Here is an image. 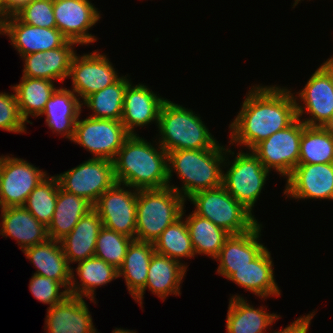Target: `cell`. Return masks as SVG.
<instances>
[{
  "mask_svg": "<svg viewBox=\"0 0 333 333\" xmlns=\"http://www.w3.org/2000/svg\"><path fill=\"white\" fill-rule=\"evenodd\" d=\"M185 221L195 256L203 254L215 259L231 234L193 211L189 216H186Z\"/></svg>",
  "mask_w": 333,
  "mask_h": 333,
  "instance_id": "32",
  "label": "cell"
},
{
  "mask_svg": "<svg viewBox=\"0 0 333 333\" xmlns=\"http://www.w3.org/2000/svg\"><path fill=\"white\" fill-rule=\"evenodd\" d=\"M59 188L57 176L48 175L31 191L24 205L46 227L52 220Z\"/></svg>",
  "mask_w": 333,
  "mask_h": 333,
  "instance_id": "37",
  "label": "cell"
},
{
  "mask_svg": "<svg viewBox=\"0 0 333 333\" xmlns=\"http://www.w3.org/2000/svg\"><path fill=\"white\" fill-rule=\"evenodd\" d=\"M4 34L18 51L20 57L62 47L68 39L57 28L31 26L15 14L0 19V35Z\"/></svg>",
  "mask_w": 333,
  "mask_h": 333,
  "instance_id": "16",
  "label": "cell"
},
{
  "mask_svg": "<svg viewBox=\"0 0 333 333\" xmlns=\"http://www.w3.org/2000/svg\"><path fill=\"white\" fill-rule=\"evenodd\" d=\"M14 14L31 26L56 28L53 0H31Z\"/></svg>",
  "mask_w": 333,
  "mask_h": 333,
  "instance_id": "39",
  "label": "cell"
},
{
  "mask_svg": "<svg viewBox=\"0 0 333 333\" xmlns=\"http://www.w3.org/2000/svg\"><path fill=\"white\" fill-rule=\"evenodd\" d=\"M61 288L65 289L60 282L37 274H33L29 283V290L33 296L50 307L62 302L69 295L68 290L60 291Z\"/></svg>",
  "mask_w": 333,
  "mask_h": 333,
  "instance_id": "40",
  "label": "cell"
},
{
  "mask_svg": "<svg viewBox=\"0 0 333 333\" xmlns=\"http://www.w3.org/2000/svg\"><path fill=\"white\" fill-rule=\"evenodd\" d=\"M74 45L78 44L68 40L62 47L22 56V77L63 82L69 76L71 61L76 53Z\"/></svg>",
  "mask_w": 333,
  "mask_h": 333,
  "instance_id": "21",
  "label": "cell"
},
{
  "mask_svg": "<svg viewBox=\"0 0 333 333\" xmlns=\"http://www.w3.org/2000/svg\"><path fill=\"white\" fill-rule=\"evenodd\" d=\"M299 150L298 164L333 163V136L303 123Z\"/></svg>",
  "mask_w": 333,
  "mask_h": 333,
  "instance_id": "36",
  "label": "cell"
},
{
  "mask_svg": "<svg viewBox=\"0 0 333 333\" xmlns=\"http://www.w3.org/2000/svg\"><path fill=\"white\" fill-rule=\"evenodd\" d=\"M187 265L169 258L168 256L154 253L148 269L147 281L145 289H143L134 300L139 303L141 307L143 295L146 288H148L154 295H157L164 301L168 295L179 296L180 284L186 274Z\"/></svg>",
  "mask_w": 333,
  "mask_h": 333,
  "instance_id": "22",
  "label": "cell"
},
{
  "mask_svg": "<svg viewBox=\"0 0 333 333\" xmlns=\"http://www.w3.org/2000/svg\"><path fill=\"white\" fill-rule=\"evenodd\" d=\"M14 94L0 92V129L13 133H26V121L22 118L17 97Z\"/></svg>",
  "mask_w": 333,
  "mask_h": 333,
  "instance_id": "41",
  "label": "cell"
},
{
  "mask_svg": "<svg viewBox=\"0 0 333 333\" xmlns=\"http://www.w3.org/2000/svg\"><path fill=\"white\" fill-rule=\"evenodd\" d=\"M226 156L223 167L227 166L228 169L226 173L223 172L222 186L252 213L270 171L263 166L251 150L246 153L239 150L232 161H229V157ZM227 160L228 162H226Z\"/></svg>",
  "mask_w": 333,
  "mask_h": 333,
  "instance_id": "7",
  "label": "cell"
},
{
  "mask_svg": "<svg viewBox=\"0 0 333 333\" xmlns=\"http://www.w3.org/2000/svg\"><path fill=\"white\" fill-rule=\"evenodd\" d=\"M157 128L158 136H161L158 143L167 153L174 150L211 149L219 143L200 115L168 99L161 107Z\"/></svg>",
  "mask_w": 333,
  "mask_h": 333,
  "instance_id": "4",
  "label": "cell"
},
{
  "mask_svg": "<svg viewBox=\"0 0 333 333\" xmlns=\"http://www.w3.org/2000/svg\"><path fill=\"white\" fill-rule=\"evenodd\" d=\"M321 67L328 73L333 86V57L331 56L325 62H323V64H321Z\"/></svg>",
  "mask_w": 333,
  "mask_h": 333,
  "instance_id": "44",
  "label": "cell"
},
{
  "mask_svg": "<svg viewBox=\"0 0 333 333\" xmlns=\"http://www.w3.org/2000/svg\"><path fill=\"white\" fill-rule=\"evenodd\" d=\"M23 253L36 267L34 274L52 278L69 291L72 267L67 262L60 241L48 238L43 243L25 248Z\"/></svg>",
  "mask_w": 333,
  "mask_h": 333,
  "instance_id": "26",
  "label": "cell"
},
{
  "mask_svg": "<svg viewBox=\"0 0 333 333\" xmlns=\"http://www.w3.org/2000/svg\"><path fill=\"white\" fill-rule=\"evenodd\" d=\"M9 15V0H0V19Z\"/></svg>",
  "mask_w": 333,
  "mask_h": 333,
  "instance_id": "46",
  "label": "cell"
},
{
  "mask_svg": "<svg viewBox=\"0 0 333 333\" xmlns=\"http://www.w3.org/2000/svg\"><path fill=\"white\" fill-rule=\"evenodd\" d=\"M75 270L81 284L78 281L76 282L77 278H75V273L71 268L69 295L86 297L94 303H96L94 299L96 288L118 278V269L95 256L78 262V267Z\"/></svg>",
  "mask_w": 333,
  "mask_h": 333,
  "instance_id": "29",
  "label": "cell"
},
{
  "mask_svg": "<svg viewBox=\"0 0 333 333\" xmlns=\"http://www.w3.org/2000/svg\"><path fill=\"white\" fill-rule=\"evenodd\" d=\"M16 93L17 102L22 118L28 120L29 116L38 117L52 96L55 87L54 81L30 77H22L19 84L12 86Z\"/></svg>",
  "mask_w": 333,
  "mask_h": 333,
  "instance_id": "33",
  "label": "cell"
},
{
  "mask_svg": "<svg viewBox=\"0 0 333 333\" xmlns=\"http://www.w3.org/2000/svg\"><path fill=\"white\" fill-rule=\"evenodd\" d=\"M138 135H130L113 159L116 183L137 190L167 187L168 153Z\"/></svg>",
  "mask_w": 333,
  "mask_h": 333,
  "instance_id": "2",
  "label": "cell"
},
{
  "mask_svg": "<svg viewBox=\"0 0 333 333\" xmlns=\"http://www.w3.org/2000/svg\"><path fill=\"white\" fill-rule=\"evenodd\" d=\"M102 226L100 216L92 209L59 240L69 266L95 256L96 240Z\"/></svg>",
  "mask_w": 333,
  "mask_h": 333,
  "instance_id": "27",
  "label": "cell"
},
{
  "mask_svg": "<svg viewBox=\"0 0 333 333\" xmlns=\"http://www.w3.org/2000/svg\"><path fill=\"white\" fill-rule=\"evenodd\" d=\"M286 179L287 198L333 200V163L298 164Z\"/></svg>",
  "mask_w": 333,
  "mask_h": 333,
  "instance_id": "17",
  "label": "cell"
},
{
  "mask_svg": "<svg viewBox=\"0 0 333 333\" xmlns=\"http://www.w3.org/2000/svg\"><path fill=\"white\" fill-rule=\"evenodd\" d=\"M89 0H53L56 28L70 41L87 45L97 41L88 32L101 18Z\"/></svg>",
  "mask_w": 333,
  "mask_h": 333,
  "instance_id": "14",
  "label": "cell"
},
{
  "mask_svg": "<svg viewBox=\"0 0 333 333\" xmlns=\"http://www.w3.org/2000/svg\"><path fill=\"white\" fill-rule=\"evenodd\" d=\"M137 193V189L120 183L106 190L93 206L103 226L135 239Z\"/></svg>",
  "mask_w": 333,
  "mask_h": 333,
  "instance_id": "11",
  "label": "cell"
},
{
  "mask_svg": "<svg viewBox=\"0 0 333 333\" xmlns=\"http://www.w3.org/2000/svg\"><path fill=\"white\" fill-rule=\"evenodd\" d=\"M301 0H294V4H293V7L294 8Z\"/></svg>",
  "mask_w": 333,
  "mask_h": 333,
  "instance_id": "48",
  "label": "cell"
},
{
  "mask_svg": "<svg viewBox=\"0 0 333 333\" xmlns=\"http://www.w3.org/2000/svg\"><path fill=\"white\" fill-rule=\"evenodd\" d=\"M74 54L68 78L72 89L83 101L95 92L115 83L120 76L106 55L94 51L82 56Z\"/></svg>",
  "mask_w": 333,
  "mask_h": 333,
  "instance_id": "13",
  "label": "cell"
},
{
  "mask_svg": "<svg viewBox=\"0 0 333 333\" xmlns=\"http://www.w3.org/2000/svg\"><path fill=\"white\" fill-rule=\"evenodd\" d=\"M226 319L227 333H264L267 327L281 318L260 306L254 308L240 295L231 296Z\"/></svg>",
  "mask_w": 333,
  "mask_h": 333,
  "instance_id": "28",
  "label": "cell"
},
{
  "mask_svg": "<svg viewBox=\"0 0 333 333\" xmlns=\"http://www.w3.org/2000/svg\"><path fill=\"white\" fill-rule=\"evenodd\" d=\"M293 95L297 118L306 126L319 127L333 116V86L328 73L321 66L312 73L305 87L296 96L294 93ZM308 113L311 117L301 119L303 114Z\"/></svg>",
  "mask_w": 333,
  "mask_h": 333,
  "instance_id": "15",
  "label": "cell"
},
{
  "mask_svg": "<svg viewBox=\"0 0 333 333\" xmlns=\"http://www.w3.org/2000/svg\"><path fill=\"white\" fill-rule=\"evenodd\" d=\"M315 315V311L303 315L302 317L297 318L294 322H292L289 326L279 330L274 331L273 333H307L309 330V326L311 325V319Z\"/></svg>",
  "mask_w": 333,
  "mask_h": 333,
  "instance_id": "42",
  "label": "cell"
},
{
  "mask_svg": "<svg viewBox=\"0 0 333 333\" xmlns=\"http://www.w3.org/2000/svg\"><path fill=\"white\" fill-rule=\"evenodd\" d=\"M84 298L68 295L62 302L47 308V333H97Z\"/></svg>",
  "mask_w": 333,
  "mask_h": 333,
  "instance_id": "20",
  "label": "cell"
},
{
  "mask_svg": "<svg viewBox=\"0 0 333 333\" xmlns=\"http://www.w3.org/2000/svg\"><path fill=\"white\" fill-rule=\"evenodd\" d=\"M185 201L169 186L138 190L135 239L154 243L170 224L182 216Z\"/></svg>",
  "mask_w": 333,
  "mask_h": 333,
  "instance_id": "5",
  "label": "cell"
},
{
  "mask_svg": "<svg viewBox=\"0 0 333 333\" xmlns=\"http://www.w3.org/2000/svg\"><path fill=\"white\" fill-rule=\"evenodd\" d=\"M0 235L17 240L21 251L48 239L47 227L24 206L1 208Z\"/></svg>",
  "mask_w": 333,
  "mask_h": 333,
  "instance_id": "24",
  "label": "cell"
},
{
  "mask_svg": "<svg viewBox=\"0 0 333 333\" xmlns=\"http://www.w3.org/2000/svg\"><path fill=\"white\" fill-rule=\"evenodd\" d=\"M297 119L295 99L290 89L280 86L251 87L236 118L229 125L230 145L252 150L269 136Z\"/></svg>",
  "mask_w": 333,
  "mask_h": 333,
  "instance_id": "1",
  "label": "cell"
},
{
  "mask_svg": "<svg viewBox=\"0 0 333 333\" xmlns=\"http://www.w3.org/2000/svg\"><path fill=\"white\" fill-rule=\"evenodd\" d=\"M262 224L259 222L248 232L231 234L224 242L220 253L215 258L220 262L218 275L229 278L234 269L243 268L253 261L266 247L260 243Z\"/></svg>",
  "mask_w": 333,
  "mask_h": 333,
  "instance_id": "19",
  "label": "cell"
},
{
  "mask_svg": "<svg viewBox=\"0 0 333 333\" xmlns=\"http://www.w3.org/2000/svg\"><path fill=\"white\" fill-rule=\"evenodd\" d=\"M112 333H136V331L134 332L133 330H125V329H121V328H116L115 330L112 331Z\"/></svg>",
  "mask_w": 333,
  "mask_h": 333,
  "instance_id": "47",
  "label": "cell"
},
{
  "mask_svg": "<svg viewBox=\"0 0 333 333\" xmlns=\"http://www.w3.org/2000/svg\"><path fill=\"white\" fill-rule=\"evenodd\" d=\"M133 238L102 226L96 240L95 257L119 269Z\"/></svg>",
  "mask_w": 333,
  "mask_h": 333,
  "instance_id": "38",
  "label": "cell"
},
{
  "mask_svg": "<svg viewBox=\"0 0 333 333\" xmlns=\"http://www.w3.org/2000/svg\"><path fill=\"white\" fill-rule=\"evenodd\" d=\"M185 211L183 209L182 216L170 224L153 243L156 253L178 262L182 258L195 257L187 223L183 217Z\"/></svg>",
  "mask_w": 333,
  "mask_h": 333,
  "instance_id": "35",
  "label": "cell"
},
{
  "mask_svg": "<svg viewBox=\"0 0 333 333\" xmlns=\"http://www.w3.org/2000/svg\"><path fill=\"white\" fill-rule=\"evenodd\" d=\"M93 209V205L84 198L58 189L56 207L52 220L47 227L49 239L61 240L69 234L78 221Z\"/></svg>",
  "mask_w": 333,
  "mask_h": 333,
  "instance_id": "30",
  "label": "cell"
},
{
  "mask_svg": "<svg viewBox=\"0 0 333 333\" xmlns=\"http://www.w3.org/2000/svg\"><path fill=\"white\" fill-rule=\"evenodd\" d=\"M155 253L151 242L133 239L128 246L118 277H124L129 294L133 299L145 289L151 258Z\"/></svg>",
  "mask_w": 333,
  "mask_h": 333,
  "instance_id": "31",
  "label": "cell"
},
{
  "mask_svg": "<svg viewBox=\"0 0 333 333\" xmlns=\"http://www.w3.org/2000/svg\"><path fill=\"white\" fill-rule=\"evenodd\" d=\"M324 132L333 136V116L319 126Z\"/></svg>",
  "mask_w": 333,
  "mask_h": 333,
  "instance_id": "45",
  "label": "cell"
},
{
  "mask_svg": "<svg viewBox=\"0 0 333 333\" xmlns=\"http://www.w3.org/2000/svg\"><path fill=\"white\" fill-rule=\"evenodd\" d=\"M47 175L22 158L0 156L2 208L24 206L28 195Z\"/></svg>",
  "mask_w": 333,
  "mask_h": 333,
  "instance_id": "12",
  "label": "cell"
},
{
  "mask_svg": "<svg viewBox=\"0 0 333 333\" xmlns=\"http://www.w3.org/2000/svg\"><path fill=\"white\" fill-rule=\"evenodd\" d=\"M224 147L217 144L211 149L168 152V186L185 200L199 191L221 187L225 155H235L234 151ZM172 172H176L178 178L183 181L181 188L170 184Z\"/></svg>",
  "mask_w": 333,
  "mask_h": 333,
  "instance_id": "3",
  "label": "cell"
},
{
  "mask_svg": "<svg viewBox=\"0 0 333 333\" xmlns=\"http://www.w3.org/2000/svg\"><path fill=\"white\" fill-rule=\"evenodd\" d=\"M167 98L158 96L144 84L132 85L130 82L124 93L123 115L121 122L130 135H136L137 127H144L155 121L158 125L159 114Z\"/></svg>",
  "mask_w": 333,
  "mask_h": 333,
  "instance_id": "18",
  "label": "cell"
},
{
  "mask_svg": "<svg viewBox=\"0 0 333 333\" xmlns=\"http://www.w3.org/2000/svg\"><path fill=\"white\" fill-rule=\"evenodd\" d=\"M195 206L193 211L200 217L230 234H242L251 230L258 221L249 210L221 186L199 191L187 199Z\"/></svg>",
  "mask_w": 333,
  "mask_h": 333,
  "instance_id": "6",
  "label": "cell"
},
{
  "mask_svg": "<svg viewBox=\"0 0 333 333\" xmlns=\"http://www.w3.org/2000/svg\"><path fill=\"white\" fill-rule=\"evenodd\" d=\"M81 108L82 101L73 90L59 87L49 98L40 115H46V125L53 133L72 140Z\"/></svg>",
  "mask_w": 333,
  "mask_h": 333,
  "instance_id": "25",
  "label": "cell"
},
{
  "mask_svg": "<svg viewBox=\"0 0 333 333\" xmlns=\"http://www.w3.org/2000/svg\"><path fill=\"white\" fill-rule=\"evenodd\" d=\"M302 131L303 122L297 118L290 126L275 132L251 151L267 170H275L287 178L298 165Z\"/></svg>",
  "mask_w": 333,
  "mask_h": 333,
  "instance_id": "10",
  "label": "cell"
},
{
  "mask_svg": "<svg viewBox=\"0 0 333 333\" xmlns=\"http://www.w3.org/2000/svg\"><path fill=\"white\" fill-rule=\"evenodd\" d=\"M130 136L121 120L78 117L71 141L93 154L92 158L113 161L124 141Z\"/></svg>",
  "mask_w": 333,
  "mask_h": 333,
  "instance_id": "8",
  "label": "cell"
},
{
  "mask_svg": "<svg viewBox=\"0 0 333 333\" xmlns=\"http://www.w3.org/2000/svg\"><path fill=\"white\" fill-rule=\"evenodd\" d=\"M56 176L64 191L87 199L93 206L116 183L113 161L107 159L91 158Z\"/></svg>",
  "mask_w": 333,
  "mask_h": 333,
  "instance_id": "9",
  "label": "cell"
},
{
  "mask_svg": "<svg viewBox=\"0 0 333 333\" xmlns=\"http://www.w3.org/2000/svg\"><path fill=\"white\" fill-rule=\"evenodd\" d=\"M31 0H9V15L14 14L23 5L29 3Z\"/></svg>",
  "mask_w": 333,
  "mask_h": 333,
  "instance_id": "43",
  "label": "cell"
},
{
  "mask_svg": "<svg viewBox=\"0 0 333 333\" xmlns=\"http://www.w3.org/2000/svg\"><path fill=\"white\" fill-rule=\"evenodd\" d=\"M273 266L271 254L266 247L249 265L234 269L228 280L261 299H266L268 296L278 297L281 295V290L275 281Z\"/></svg>",
  "mask_w": 333,
  "mask_h": 333,
  "instance_id": "23",
  "label": "cell"
},
{
  "mask_svg": "<svg viewBox=\"0 0 333 333\" xmlns=\"http://www.w3.org/2000/svg\"><path fill=\"white\" fill-rule=\"evenodd\" d=\"M126 76H121L115 83L93 93L82 101L89 110L90 117L97 119L121 120L123 115L124 93L131 82Z\"/></svg>",
  "mask_w": 333,
  "mask_h": 333,
  "instance_id": "34",
  "label": "cell"
}]
</instances>
